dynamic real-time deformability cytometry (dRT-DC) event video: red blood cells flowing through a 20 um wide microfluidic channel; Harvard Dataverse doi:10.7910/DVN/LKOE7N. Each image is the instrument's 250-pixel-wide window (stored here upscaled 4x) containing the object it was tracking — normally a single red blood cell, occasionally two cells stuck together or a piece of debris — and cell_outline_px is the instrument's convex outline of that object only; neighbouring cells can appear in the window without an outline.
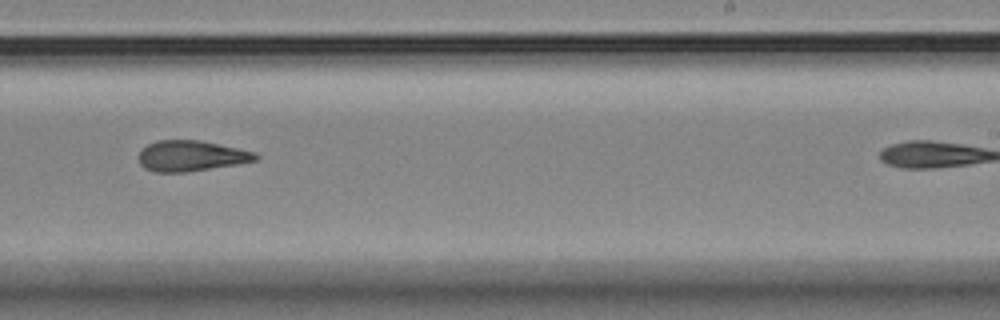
{"species": "Egyptian fruit bat (a non-hibernating species)", "species_latin": "Rousettus aegyptiacus", "temperature_condition": "room temperature", "stored_images_in_passage": 11, "camera_frame_rate_fps": 3000, "um_per_image_px": 0.085, "animal": {"sex": "female"}, "frame": {"image": 1, "passage_image": 7, "time_ms": 2.0, "image_size_px": [1000, 320], "cell_outline_px": [[260, 156], [256, 160], [236, 164], [184, 172], [156, 172], [144, 168], [140, 164], [136, 156], [148, 144], [156, 140], [200, 140], [256, 152]], "centroid_in_image_um": [16.21, 13.24], "position_along_channel_um": 272.8, "area_um2": 20.81}}
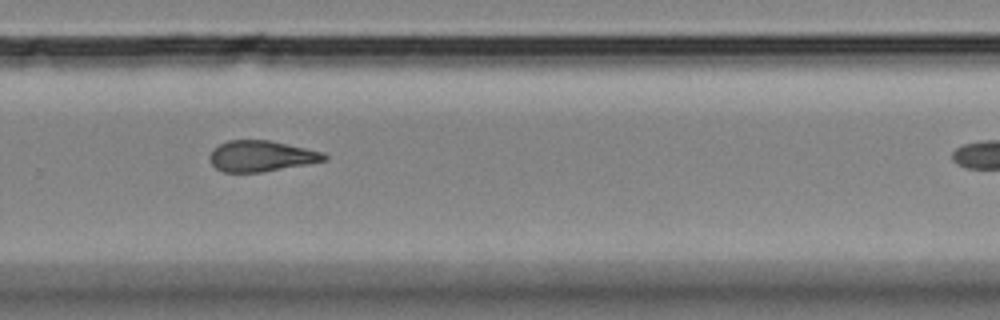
{"frame": {"image": 2, "passage_image": 8, "time_ms": 2.333, "image_size_px": [1000, 320], "cell_outline_px": [[328, 160], [308, 164], [260, 172], [224, 172], [216, 168], [208, 160], [208, 156], [212, 148], [228, 140], [268, 140], [324, 152], [328, 156]], "centroid_in_image_um": [22.18, 13.26], "position_along_channel_um": 307.6, "area_um2": 20.69}}